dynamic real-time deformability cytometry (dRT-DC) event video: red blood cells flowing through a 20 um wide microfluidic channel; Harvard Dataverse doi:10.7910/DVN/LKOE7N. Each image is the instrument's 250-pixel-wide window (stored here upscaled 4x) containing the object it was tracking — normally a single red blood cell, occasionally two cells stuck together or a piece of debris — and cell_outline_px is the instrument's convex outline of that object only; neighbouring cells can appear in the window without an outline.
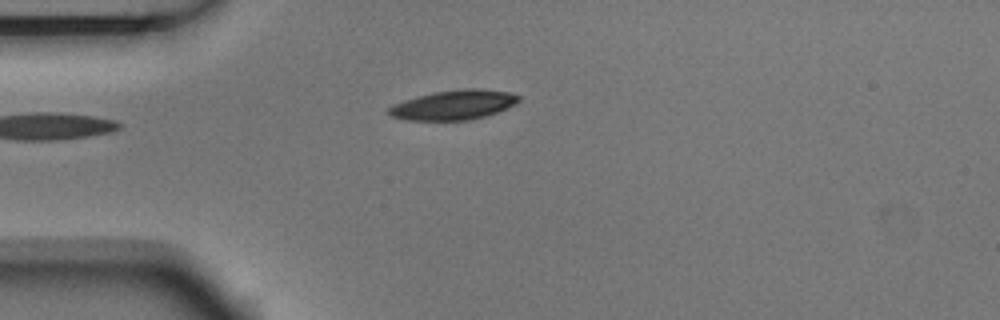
{"species": "Egyptian fruit bat (a non-hibernating species)", "species_latin": "Rousettus aegyptiacus", "temperature_condition": "room temperature", "stored_images_in_passage": 4, "camera_frame_rate_fps": 3000, "um_per_image_px": 0.085, "animal": {"sex": "male"}, "frame": {"image": 1, "passage_image": 4, "time_ms": 1.0, "image_size_px": [1000, 320], "cell_outline_px": [[520, 100], [516, 104], [508, 108], [484, 116], [468, 120], [408, 120], [392, 116], [388, 112], [388, 108], [392, 104], [404, 100], [432, 92], [464, 88], [476, 88], [508, 92], [520, 96]], "centroid_in_image_um": [38.57, 8.91], "position_along_channel_um": 46.4, "area_um2": 22.37}}